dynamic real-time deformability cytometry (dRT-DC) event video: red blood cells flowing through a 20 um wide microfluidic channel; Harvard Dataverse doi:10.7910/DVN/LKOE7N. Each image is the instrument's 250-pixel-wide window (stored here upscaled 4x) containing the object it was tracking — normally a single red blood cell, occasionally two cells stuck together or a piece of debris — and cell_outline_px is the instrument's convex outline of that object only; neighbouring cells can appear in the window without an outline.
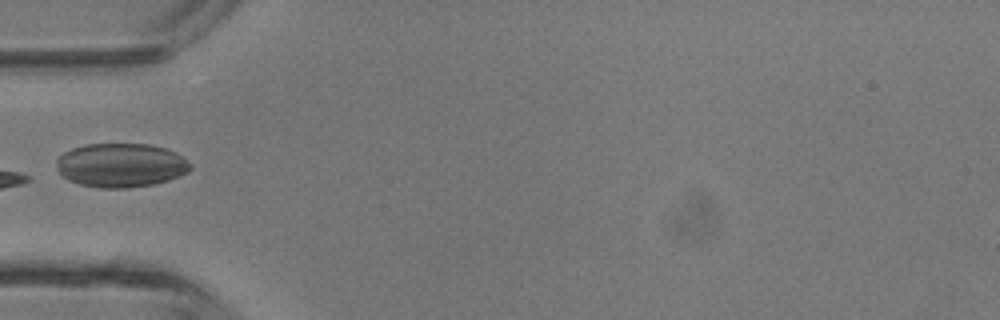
{"species": "common noctule bat (a hibernating species)", "species_latin": "Nyctalus noctula", "temperature_condition": "room temperature", "stored_images_in_passage": 4, "camera_frame_rate_fps": 3000, "um_per_image_px": 0.085, "animal": {"sex": "male", "body_mass_g": 13.3}, "frame": {"image": 1, "passage_image": 4, "time_ms": 3.333, "image_size_px": [1000, 320], "cell_outline_px": [[192, 168], [188, 172], [180, 176], [156, 184], [128, 188], [100, 188], [80, 184], [68, 180], [60, 172], [56, 164], [56, 160], [64, 152], [72, 148], [84, 144], [148, 144], [164, 148], [176, 152]], "centroid_in_image_um": [10.26, 14.05], "position_along_channel_um": 74.7, "area_um2": 34.22}}